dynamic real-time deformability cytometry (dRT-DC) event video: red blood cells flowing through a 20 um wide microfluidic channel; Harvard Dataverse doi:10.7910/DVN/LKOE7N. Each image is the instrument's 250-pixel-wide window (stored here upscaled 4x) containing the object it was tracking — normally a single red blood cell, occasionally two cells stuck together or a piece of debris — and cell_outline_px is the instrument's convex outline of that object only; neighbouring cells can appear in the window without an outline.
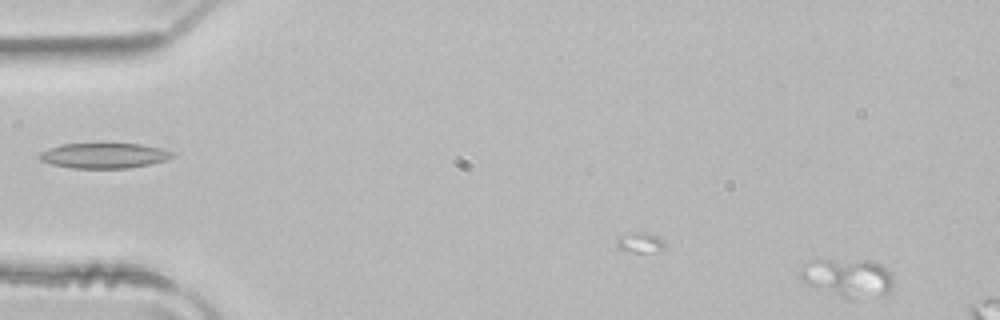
{"species": "common noctule bat (a hibernating species)", "species_latin": "Nyctalus noctula", "temperature_condition": "room temperature", "stored_images_in_passage": 14, "camera_frame_rate_fps": 3000, "um_per_image_px": 0.085, "animal": {"sex": "male", "body_mass_g": 21.5, "forearm_length_mm": 52.0}, "frame": {"image": 1, "passage_image": 1, "time_ms": 0.0, "image_size_px": [1000, 320], "cell_outline_px": [[892, 284], [888, 296], [852, 300], [848, 300], [808, 284], [800, 276], [800, 272], [804, 264], [808, 260], [872, 260], [880, 264], [892, 276]], "centroid_in_image_um": [72.11, 23.64], "position_along_channel_um": 12.9, "area_um2": 21.04}}